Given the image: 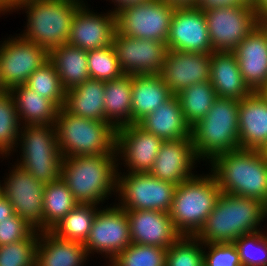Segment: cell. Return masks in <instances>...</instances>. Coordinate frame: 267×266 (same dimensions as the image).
I'll use <instances>...</instances> for the list:
<instances>
[{"mask_svg":"<svg viewBox=\"0 0 267 266\" xmlns=\"http://www.w3.org/2000/svg\"><path fill=\"white\" fill-rule=\"evenodd\" d=\"M264 218L267 206L258 199L221 193L195 237L205 243H234L244 234L261 230Z\"/></svg>","mask_w":267,"mask_h":266,"instance_id":"obj_1","label":"cell"},{"mask_svg":"<svg viewBox=\"0 0 267 266\" xmlns=\"http://www.w3.org/2000/svg\"><path fill=\"white\" fill-rule=\"evenodd\" d=\"M209 163L221 193L255 198L267 206V156L262 151L225 152Z\"/></svg>","mask_w":267,"mask_h":266,"instance_id":"obj_2","label":"cell"},{"mask_svg":"<svg viewBox=\"0 0 267 266\" xmlns=\"http://www.w3.org/2000/svg\"><path fill=\"white\" fill-rule=\"evenodd\" d=\"M118 156L101 154L65 157L60 178L81 204L98 205L117 192Z\"/></svg>","mask_w":267,"mask_h":266,"instance_id":"obj_3","label":"cell"},{"mask_svg":"<svg viewBox=\"0 0 267 266\" xmlns=\"http://www.w3.org/2000/svg\"><path fill=\"white\" fill-rule=\"evenodd\" d=\"M83 3L82 0H22L11 12L25 9L28 22L25 32L19 35L49 53L68 43L73 15Z\"/></svg>","mask_w":267,"mask_h":266,"instance_id":"obj_4","label":"cell"},{"mask_svg":"<svg viewBox=\"0 0 267 266\" xmlns=\"http://www.w3.org/2000/svg\"><path fill=\"white\" fill-rule=\"evenodd\" d=\"M239 106L238 100L217 97L207 115L191 127L193 149L198 160L202 158L210 162L217 155L240 149Z\"/></svg>","mask_w":267,"mask_h":266,"instance_id":"obj_5","label":"cell"},{"mask_svg":"<svg viewBox=\"0 0 267 266\" xmlns=\"http://www.w3.org/2000/svg\"><path fill=\"white\" fill-rule=\"evenodd\" d=\"M55 128L63 158L116 154V130L107 121L72 115L62 107L58 110Z\"/></svg>","mask_w":267,"mask_h":266,"instance_id":"obj_6","label":"cell"},{"mask_svg":"<svg viewBox=\"0 0 267 266\" xmlns=\"http://www.w3.org/2000/svg\"><path fill=\"white\" fill-rule=\"evenodd\" d=\"M221 195L218 183L211 173L194 175L177 185L171 209L168 212L175 229L185 236H195L203 227Z\"/></svg>","mask_w":267,"mask_h":266,"instance_id":"obj_7","label":"cell"},{"mask_svg":"<svg viewBox=\"0 0 267 266\" xmlns=\"http://www.w3.org/2000/svg\"><path fill=\"white\" fill-rule=\"evenodd\" d=\"M20 130L18 141L22 154L17 165L43 184L58 180L63 157L55 124L23 125Z\"/></svg>","mask_w":267,"mask_h":266,"instance_id":"obj_8","label":"cell"},{"mask_svg":"<svg viewBox=\"0 0 267 266\" xmlns=\"http://www.w3.org/2000/svg\"><path fill=\"white\" fill-rule=\"evenodd\" d=\"M121 174H117V193L121 202L115 205L125 211H170L177 185L162 181L149 173Z\"/></svg>","mask_w":267,"mask_h":266,"instance_id":"obj_9","label":"cell"},{"mask_svg":"<svg viewBox=\"0 0 267 266\" xmlns=\"http://www.w3.org/2000/svg\"><path fill=\"white\" fill-rule=\"evenodd\" d=\"M174 9L162 0L121 9L115 13L116 32L129 38L166 43Z\"/></svg>","mask_w":267,"mask_h":266,"instance_id":"obj_10","label":"cell"},{"mask_svg":"<svg viewBox=\"0 0 267 266\" xmlns=\"http://www.w3.org/2000/svg\"><path fill=\"white\" fill-rule=\"evenodd\" d=\"M213 51H233L259 24L252 5L224 7L204 12Z\"/></svg>","mask_w":267,"mask_h":266,"instance_id":"obj_11","label":"cell"},{"mask_svg":"<svg viewBox=\"0 0 267 266\" xmlns=\"http://www.w3.org/2000/svg\"><path fill=\"white\" fill-rule=\"evenodd\" d=\"M12 168L4 183L0 184V192L9 200L16 215L35 230L43 231L45 184L17 164Z\"/></svg>","mask_w":267,"mask_h":266,"instance_id":"obj_12","label":"cell"},{"mask_svg":"<svg viewBox=\"0 0 267 266\" xmlns=\"http://www.w3.org/2000/svg\"><path fill=\"white\" fill-rule=\"evenodd\" d=\"M49 59V53L21 36H11L0 44V79L9 91L23 85L29 76Z\"/></svg>","mask_w":267,"mask_h":266,"instance_id":"obj_13","label":"cell"},{"mask_svg":"<svg viewBox=\"0 0 267 266\" xmlns=\"http://www.w3.org/2000/svg\"><path fill=\"white\" fill-rule=\"evenodd\" d=\"M99 209L84 247L88 255L100 252L112 261L131 244L129 220L125 209L118 205Z\"/></svg>","mask_w":267,"mask_h":266,"instance_id":"obj_14","label":"cell"},{"mask_svg":"<svg viewBox=\"0 0 267 266\" xmlns=\"http://www.w3.org/2000/svg\"><path fill=\"white\" fill-rule=\"evenodd\" d=\"M112 47L122 72L131 75H159L168 50L164 42L129 38L116 31Z\"/></svg>","mask_w":267,"mask_h":266,"instance_id":"obj_15","label":"cell"},{"mask_svg":"<svg viewBox=\"0 0 267 266\" xmlns=\"http://www.w3.org/2000/svg\"><path fill=\"white\" fill-rule=\"evenodd\" d=\"M166 46L168 50L211 54L204 11L194 7L175 8Z\"/></svg>","mask_w":267,"mask_h":266,"instance_id":"obj_16","label":"cell"},{"mask_svg":"<svg viewBox=\"0 0 267 266\" xmlns=\"http://www.w3.org/2000/svg\"><path fill=\"white\" fill-rule=\"evenodd\" d=\"M163 143L161 138L139 124H130L116 130L115 151L131 173H149Z\"/></svg>","mask_w":267,"mask_h":266,"instance_id":"obj_17","label":"cell"},{"mask_svg":"<svg viewBox=\"0 0 267 266\" xmlns=\"http://www.w3.org/2000/svg\"><path fill=\"white\" fill-rule=\"evenodd\" d=\"M210 58L208 53L167 50L159 75L176 95L185 87L209 81Z\"/></svg>","mask_w":267,"mask_h":266,"instance_id":"obj_18","label":"cell"},{"mask_svg":"<svg viewBox=\"0 0 267 266\" xmlns=\"http://www.w3.org/2000/svg\"><path fill=\"white\" fill-rule=\"evenodd\" d=\"M86 7L83 3L73 15L68 44L86 51L111 46L116 31L115 14H96Z\"/></svg>","mask_w":267,"mask_h":266,"instance_id":"obj_19","label":"cell"},{"mask_svg":"<svg viewBox=\"0 0 267 266\" xmlns=\"http://www.w3.org/2000/svg\"><path fill=\"white\" fill-rule=\"evenodd\" d=\"M196 157L192 139L163 141L149 174L175 185L194 176Z\"/></svg>","mask_w":267,"mask_h":266,"instance_id":"obj_20","label":"cell"},{"mask_svg":"<svg viewBox=\"0 0 267 266\" xmlns=\"http://www.w3.org/2000/svg\"><path fill=\"white\" fill-rule=\"evenodd\" d=\"M131 243L168 249L181 234L169 213L155 210L126 211Z\"/></svg>","mask_w":267,"mask_h":266,"instance_id":"obj_21","label":"cell"},{"mask_svg":"<svg viewBox=\"0 0 267 266\" xmlns=\"http://www.w3.org/2000/svg\"><path fill=\"white\" fill-rule=\"evenodd\" d=\"M245 84L252 92L267 86V33L258 24L233 50Z\"/></svg>","mask_w":267,"mask_h":266,"instance_id":"obj_22","label":"cell"},{"mask_svg":"<svg viewBox=\"0 0 267 266\" xmlns=\"http://www.w3.org/2000/svg\"><path fill=\"white\" fill-rule=\"evenodd\" d=\"M239 146L262 151L267 144V97L251 92L240 101L238 112Z\"/></svg>","mask_w":267,"mask_h":266,"instance_id":"obj_23","label":"cell"},{"mask_svg":"<svg viewBox=\"0 0 267 266\" xmlns=\"http://www.w3.org/2000/svg\"><path fill=\"white\" fill-rule=\"evenodd\" d=\"M211 85L217 97L241 101L252 91L245 84L233 51H213L210 58Z\"/></svg>","mask_w":267,"mask_h":266,"instance_id":"obj_24","label":"cell"},{"mask_svg":"<svg viewBox=\"0 0 267 266\" xmlns=\"http://www.w3.org/2000/svg\"><path fill=\"white\" fill-rule=\"evenodd\" d=\"M84 244L64 240L51 231H40L35 266H83L88 259Z\"/></svg>","mask_w":267,"mask_h":266,"instance_id":"obj_25","label":"cell"},{"mask_svg":"<svg viewBox=\"0 0 267 266\" xmlns=\"http://www.w3.org/2000/svg\"><path fill=\"white\" fill-rule=\"evenodd\" d=\"M148 132L163 141L191 139V127L186 123L175 95L144 117L139 123Z\"/></svg>","mask_w":267,"mask_h":266,"instance_id":"obj_26","label":"cell"},{"mask_svg":"<svg viewBox=\"0 0 267 266\" xmlns=\"http://www.w3.org/2000/svg\"><path fill=\"white\" fill-rule=\"evenodd\" d=\"M173 95L160 75H133L132 124H138Z\"/></svg>","mask_w":267,"mask_h":266,"instance_id":"obj_27","label":"cell"},{"mask_svg":"<svg viewBox=\"0 0 267 266\" xmlns=\"http://www.w3.org/2000/svg\"><path fill=\"white\" fill-rule=\"evenodd\" d=\"M105 82L89 78L84 83L66 90L63 108L72 115L91 120L105 118Z\"/></svg>","mask_w":267,"mask_h":266,"instance_id":"obj_28","label":"cell"},{"mask_svg":"<svg viewBox=\"0 0 267 266\" xmlns=\"http://www.w3.org/2000/svg\"><path fill=\"white\" fill-rule=\"evenodd\" d=\"M132 76L105 82V118L115 130L132 124Z\"/></svg>","mask_w":267,"mask_h":266,"instance_id":"obj_29","label":"cell"},{"mask_svg":"<svg viewBox=\"0 0 267 266\" xmlns=\"http://www.w3.org/2000/svg\"><path fill=\"white\" fill-rule=\"evenodd\" d=\"M8 93L14 99L23 125L55 124L59 108L52 101L36 94L26 84L14 86Z\"/></svg>","mask_w":267,"mask_h":266,"instance_id":"obj_30","label":"cell"},{"mask_svg":"<svg viewBox=\"0 0 267 266\" xmlns=\"http://www.w3.org/2000/svg\"><path fill=\"white\" fill-rule=\"evenodd\" d=\"M87 55L88 51L68 43L49 52V60L54 64L65 90L82 84L90 78Z\"/></svg>","mask_w":267,"mask_h":266,"instance_id":"obj_31","label":"cell"},{"mask_svg":"<svg viewBox=\"0 0 267 266\" xmlns=\"http://www.w3.org/2000/svg\"><path fill=\"white\" fill-rule=\"evenodd\" d=\"M43 200V231L52 230L79 204L61 178L45 184Z\"/></svg>","mask_w":267,"mask_h":266,"instance_id":"obj_32","label":"cell"},{"mask_svg":"<svg viewBox=\"0 0 267 266\" xmlns=\"http://www.w3.org/2000/svg\"><path fill=\"white\" fill-rule=\"evenodd\" d=\"M175 96L180 103L185 121L190 127L207 115L217 98L210 81L185 87Z\"/></svg>","mask_w":267,"mask_h":266,"instance_id":"obj_33","label":"cell"},{"mask_svg":"<svg viewBox=\"0 0 267 266\" xmlns=\"http://www.w3.org/2000/svg\"><path fill=\"white\" fill-rule=\"evenodd\" d=\"M97 206L79 203L50 231L64 240L84 244L99 210Z\"/></svg>","mask_w":267,"mask_h":266,"instance_id":"obj_34","label":"cell"},{"mask_svg":"<svg viewBox=\"0 0 267 266\" xmlns=\"http://www.w3.org/2000/svg\"><path fill=\"white\" fill-rule=\"evenodd\" d=\"M25 84L36 94L52 101L59 109L63 107L66 90L49 59L29 76Z\"/></svg>","mask_w":267,"mask_h":266,"instance_id":"obj_35","label":"cell"},{"mask_svg":"<svg viewBox=\"0 0 267 266\" xmlns=\"http://www.w3.org/2000/svg\"><path fill=\"white\" fill-rule=\"evenodd\" d=\"M21 124L13 97L8 92L0 94V155L2 157L10 156L12 151H16L14 149L17 145L19 146Z\"/></svg>","mask_w":267,"mask_h":266,"instance_id":"obj_36","label":"cell"},{"mask_svg":"<svg viewBox=\"0 0 267 266\" xmlns=\"http://www.w3.org/2000/svg\"><path fill=\"white\" fill-rule=\"evenodd\" d=\"M167 249L131 243L108 266H165Z\"/></svg>","mask_w":267,"mask_h":266,"instance_id":"obj_37","label":"cell"},{"mask_svg":"<svg viewBox=\"0 0 267 266\" xmlns=\"http://www.w3.org/2000/svg\"><path fill=\"white\" fill-rule=\"evenodd\" d=\"M203 242L181 235L168 249L165 266H204Z\"/></svg>","mask_w":267,"mask_h":266,"instance_id":"obj_38","label":"cell"},{"mask_svg":"<svg viewBox=\"0 0 267 266\" xmlns=\"http://www.w3.org/2000/svg\"><path fill=\"white\" fill-rule=\"evenodd\" d=\"M87 60L88 72L92 79L106 82L124 74L112 45L88 51Z\"/></svg>","mask_w":267,"mask_h":266,"instance_id":"obj_39","label":"cell"},{"mask_svg":"<svg viewBox=\"0 0 267 266\" xmlns=\"http://www.w3.org/2000/svg\"><path fill=\"white\" fill-rule=\"evenodd\" d=\"M234 244L242 266H267V233L259 230L244 234Z\"/></svg>","mask_w":267,"mask_h":266,"instance_id":"obj_40","label":"cell"},{"mask_svg":"<svg viewBox=\"0 0 267 266\" xmlns=\"http://www.w3.org/2000/svg\"><path fill=\"white\" fill-rule=\"evenodd\" d=\"M38 239L34 230L26 239L0 246V266H35Z\"/></svg>","mask_w":267,"mask_h":266,"instance_id":"obj_41","label":"cell"},{"mask_svg":"<svg viewBox=\"0 0 267 266\" xmlns=\"http://www.w3.org/2000/svg\"><path fill=\"white\" fill-rule=\"evenodd\" d=\"M203 246L208 248L207 253L204 250V266H242L234 243L203 242Z\"/></svg>","mask_w":267,"mask_h":266,"instance_id":"obj_42","label":"cell"},{"mask_svg":"<svg viewBox=\"0 0 267 266\" xmlns=\"http://www.w3.org/2000/svg\"><path fill=\"white\" fill-rule=\"evenodd\" d=\"M35 229L18 215L0 222V246L26 239Z\"/></svg>","mask_w":267,"mask_h":266,"instance_id":"obj_43","label":"cell"},{"mask_svg":"<svg viewBox=\"0 0 267 266\" xmlns=\"http://www.w3.org/2000/svg\"><path fill=\"white\" fill-rule=\"evenodd\" d=\"M244 4L242 0H196L193 7L205 12L224 7H240Z\"/></svg>","mask_w":267,"mask_h":266,"instance_id":"obj_44","label":"cell"},{"mask_svg":"<svg viewBox=\"0 0 267 266\" xmlns=\"http://www.w3.org/2000/svg\"><path fill=\"white\" fill-rule=\"evenodd\" d=\"M15 214L9 200L0 192V222Z\"/></svg>","mask_w":267,"mask_h":266,"instance_id":"obj_45","label":"cell"},{"mask_svg":"<svg viewBox=\"0 0 267 266\" xmlns=\"http://www.w3.org/2000/svg\"><path fill=\"white\" fill-rule=\"evenodd\" d=\"M151 0H112V2L114 3V5L116 6L113 9V13H117L118 11H120L121 9L127 8L129 6H134V5H139V4H143V3H147Z\"/></svg>","mask_w":267,"mask_h":266,"instance_id":"obj_46","label":"cell"},{"mask_svg":"<svg viewBox=\"0 0 267 266\" xmlns=\"http://www.w3.org/2000/svg\"><path fill=\"white\" fill-rule=\"evenodd\" d=\"M22 0H0V14L10 13Z\"/></svg>","mask_w":267,"mask_h":266,"instance_id":"obj_47","label":"cell"},{"mask_svg":"<svg viewBox=\"0 0 267 266\" xmlns=\"http://www.w3.org/2000/svg\"><path fill=\"white\" fill-rule=\"evenodd\" d=\"M175 8L193 7L196 0H162Z\"/></svg>","mask_w":267,"mask_h":266,"instance_id":"obj_48","label":"cell"},{"mask_svg":"<svg viewBox=\"0 0 267 266\" xmlns=\"http://www.w3.org/2000/svg\"><path fill=\"white\" fill-rule=\"evenodd\" d=\"M252 6L259 17L267 15V0H256Z\"/></svg>","mask_w":267,"mask_h":266,"instance_id":"obj_49","label":"cell"},{"mask_svg":"<svg viewBox=\"0 0 267 266\" xmlns=\"http://www.w3.org/2000/svg\"><path fill=\"white\" fill-rule=\"evenodd\" d=\"M259 24L263 27V29L267 33V15L259 17Z\"/></svg>","mask_w":267,"mask_h":266,"instance_id":"obj_50","label":"cell"},{"mask_svg":"<svg viewBox=\"0 0 267 266\" xmlns=\"http://www.w3.org/2000/svg\"><path fill=\"white\" fill-rule=\"evenodd\" d=\"M5 92H8V91L3 87V84L0 79V94L5 93Z\"/></svg>","mask_w":267,"mask_h":266,"instance_id":"obj_51","label":"cell"},{"mask_svg":"<svg viewBox=\"0 0 267 266\" xmlns=\"http://www.w3.org/2000/svg\"><path fill=\"white\" fill-rule=\"evenodd\" d=\"M242 1L250 5H253L256 2V0H242Z\"/></svg>","mask_w":267,"mask_h":266,"instance_id":"obj_52","label":"cell"},{"mask_svg":"<svg viewBox=\"0 0 267 266\" xmlns=\"http://www.w3.org/2000/svg\"><path fill=\"white\" fill-rule=\"evenodd\" d=\"M262 153H263L265 156H267V144H266V146L264 147V149L262 150Z\"/></svg>","mask_w":267,"mask_h":266,"instance_id":"obj_53","label":"cell"},{"mask_svg":"<svg viewBox=\"0 0 267 266\" xmlns=\"http://www.w3.org/2000/svg\"><path fill=\"white\" fill-rule=\"evenodd\" d=\"M261 92L267 97V86Z\"/></svg>","mask_w":267,"mask_h":266,"instance_id":"obj_54","label":"cell"}]
</instances>
